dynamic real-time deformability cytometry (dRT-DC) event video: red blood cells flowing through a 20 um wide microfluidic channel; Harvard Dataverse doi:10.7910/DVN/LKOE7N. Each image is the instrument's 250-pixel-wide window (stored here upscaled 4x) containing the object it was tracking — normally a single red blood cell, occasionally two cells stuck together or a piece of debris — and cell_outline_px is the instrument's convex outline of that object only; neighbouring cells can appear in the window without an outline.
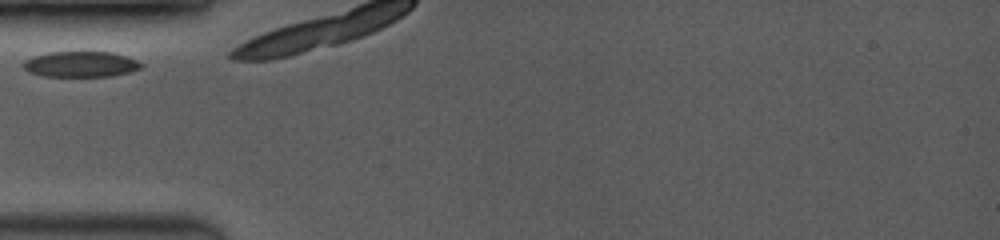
{"species": "common noctule bat (a hibernating species)", "species_latin": "Nyctalus noctula", "temperature_condition": "room temperature", "stored_images_in_passage": 7, "camera_frame_rate_fps": 3500, "um_per_image_px": 0.085, "animal": {"sex": "female", "body_mass_g": 19.0, "forearm_length_mm": 53.3}, "frame": {"image": 1, "passage_image": 1, "time_ms": 0.0, "image_size_px": [1000, 240], "cell_outline_px": [[144, 64], [140, 68], [132, 72], [112, 76], [40, 76], [28, 72], [20, 64], [24, 60], [32, 56], [48, 52], [112, 52], [136, 60]], "centroid_in_image_um": [6.82, 5.46], "position_along_channel_um": 78.2, "area_um2": 17.8}}